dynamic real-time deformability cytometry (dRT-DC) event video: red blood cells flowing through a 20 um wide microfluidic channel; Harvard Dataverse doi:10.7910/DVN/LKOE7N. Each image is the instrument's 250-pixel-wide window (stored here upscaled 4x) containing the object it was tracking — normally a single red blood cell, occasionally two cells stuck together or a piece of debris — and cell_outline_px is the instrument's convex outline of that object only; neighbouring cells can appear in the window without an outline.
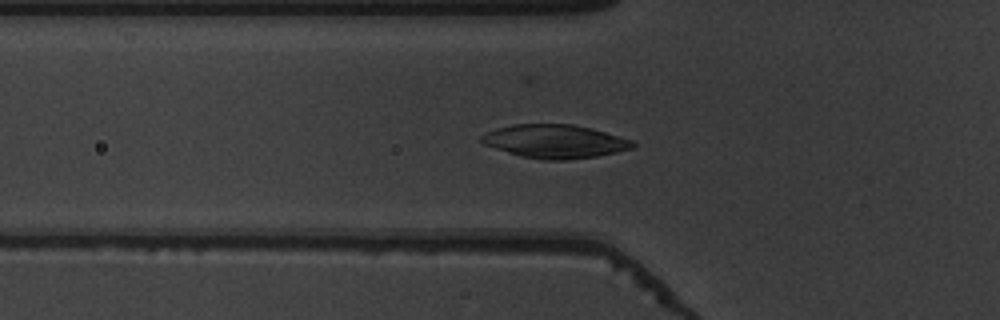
{"species": "common noctule bat (a hibernating species)", "species_latin": "Nyctalus noctula", "temperature_condition": "warm", "stored_images_in_passage": 43, "camera_frame_rate_fps": 3000, "um_per_image_px": 0.085, "animal": {"sex": "male", "body_mass_g": 19.5, "forearm_length_mm": 54.6}, "frame": {"image": 1, "passage_image": 9, "time_ms": 2.667, "image_size_px": [1000, 320], "cell_outline_px": [[636, 144], [632, 148], [616, 152], [596, 156], [564, 160], [544, 160], [520, 156], [484, 144], [480, 140], [480, 136], [496, 128], [512, 124], [572, 124], [604, 132], [632, 140]], "centroid_in_image_um": [47.14, 12.02], "position_along_channel_um": 78.7, "area_um2": 29.19}}
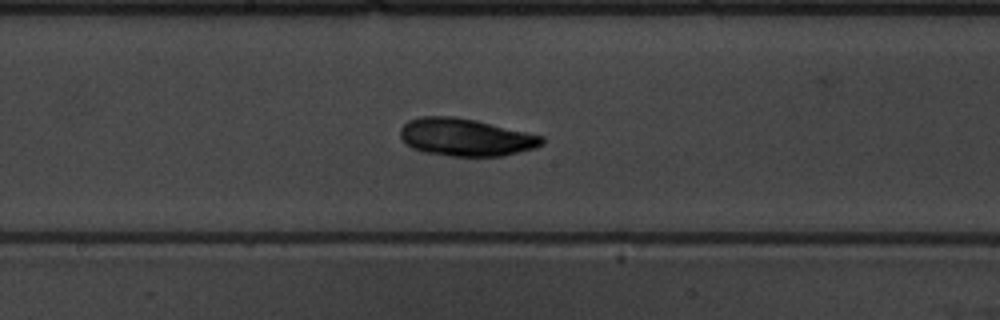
{"frame": {"image": 2, "passage_image": 19, "time_ms": 6.0, "image_size_px": [1000, 320], "cell_outline_px": [[544, 144], [536, 148], [504, 156], [452, 156], [424, 152], [412, 148], [400, 136], [400, 128], [408, 120], [420, 116], [452, 116], [476, 120], [544, 136]], "centroid_in_image_um": [39.6, 11.66], "position_along_channel_um": 208.6, "area_um2": 31.1}}
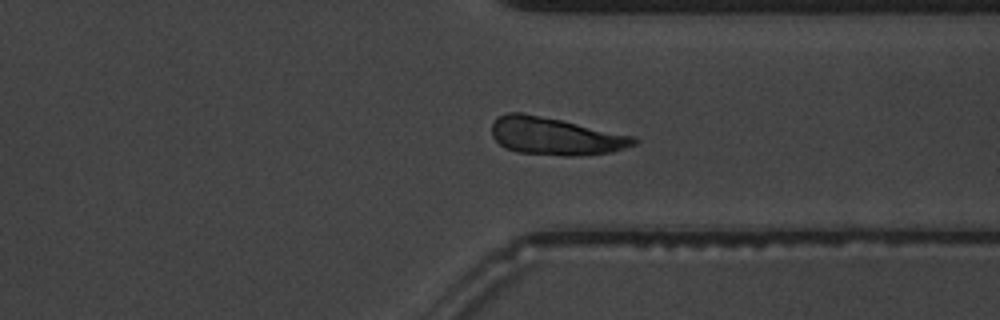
{"frame": {"image": 3, "passage_image": 31, "time_ms": 10.0, "image_size_px": [1000, 320], "cell_outline_px": [[640, 140], [636, 144], [612, 152], [576, 156], [564, 156], [516, 152], [504, 148], [492, 136], [492, 124], [500, 116], [508, 112], [520, 112], [560, 120], [636, 136]], "centroid_in_image_um": [47.23, 11.59], "position_along_channel_um": 364.2, "area_um2": 31.04}, "authors_computed_cell_mechanics": {"area_um2": 29.1312, "velocity_mm_per_s": 3.8885, "shape_relaxation_time_tau1_ms": 1.636, "shape_relaxation_time_tau2_ms": null, "deformation_change_tau1": 0.0419, "deformation_change_tau2": null}}